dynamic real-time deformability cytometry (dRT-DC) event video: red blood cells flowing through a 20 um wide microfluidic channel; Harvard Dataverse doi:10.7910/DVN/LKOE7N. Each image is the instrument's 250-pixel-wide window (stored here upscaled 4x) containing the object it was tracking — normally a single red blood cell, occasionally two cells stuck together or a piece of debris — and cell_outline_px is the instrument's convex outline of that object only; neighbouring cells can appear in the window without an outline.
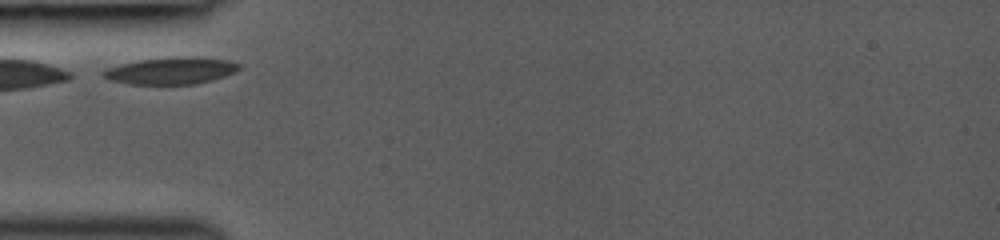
{"species": "common noctule bat (a hibernating species)", "species_latin": "Nyctalus noctula", "temperature_condition": "room temperature", "stored_images_in_passage": 13, "camera_frame_rate_fps": 3000, "um_per_image_px": 0.085, "animal": {"sex": "female", "body_mass_g": 19.0, "forearm_length_mm": 53.3}, "frame": {"image": 1, "passage_image": 1, "time_ms": 0.0, "image_size_px": [1000, 240], "cell_outline_px": [[240, 68], [236, 72], [212, 80], [196, 84], [128, 84], [108, 80], [100, 76], [100, 72], [108, 68], [120, 64], [140, 60], [188, 56], [196, 56], [228, 60], [240, 64]], "centroid_in_image_um": [14.52, 6.02], "position_along_channel_um": 70.5, "area_um2": 21.44}}
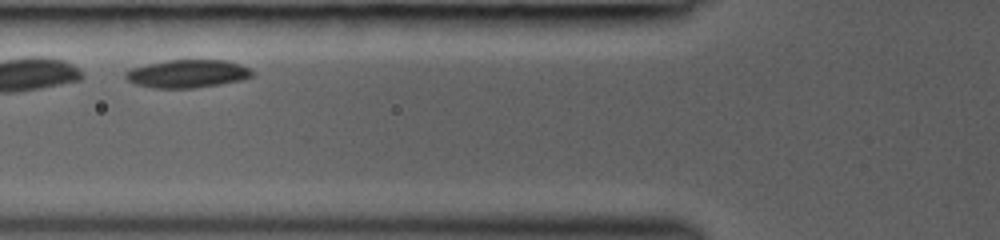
{"frame": {"image": 2, "passage_image": 3, "time_ms": 1.0, "image_size_px": [1000, 240], "cell_outline_px": [[252, 76], [240, 80], [220, 84], [192, 88], [152, 88], [136, 84], [128, 80], [124, 76], [124, 72], [132, 68], [148, 64], [168, 60], [224, 60], [240, 64], [248, 68], [252, 72]], "centroid_in_image_um": [15.9, 6.27], "position_along_channel_um": 109.9, "area_um2": 20.46}}